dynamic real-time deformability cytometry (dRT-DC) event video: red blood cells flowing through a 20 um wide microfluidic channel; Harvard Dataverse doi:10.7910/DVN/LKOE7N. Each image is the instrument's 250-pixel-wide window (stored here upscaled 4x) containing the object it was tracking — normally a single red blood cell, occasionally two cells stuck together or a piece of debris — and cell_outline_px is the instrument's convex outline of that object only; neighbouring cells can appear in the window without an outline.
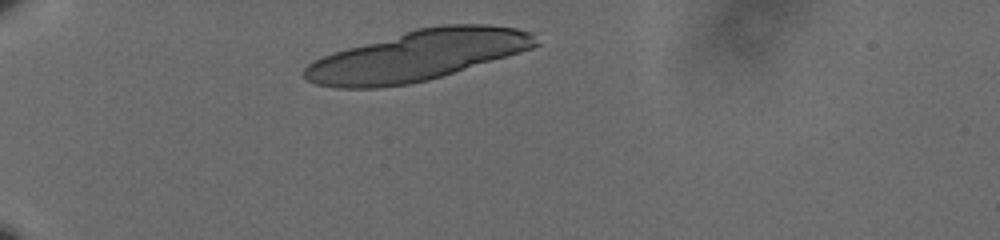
{"species": "human", "species_latin": "Homo sapiens", "temperature_condition": "cold", "stored_images_in_passage": 2, "camera_frame_rate_fps": 3000, "um_per_image_px": 0.085, "donor": {"sex": "male"}, "frame": {"image": 1, "passage_image": 1, "time_ms": 0.0, "image_size_px": [1000, 240], "cell_outline_px": [[540, 44], [532, 48], [520, 52], [428, 80], [408, 84], [380, 88], [336, 88], [316, 84], [308, 80], [300, 72], [308, 64], [332, 52], [416, 28], [440, 24], [488, 24], [516, 28], [532, 32]], "centroid_in_image_um": [35.48, 4.72], "position_along_channel_um": 49.5, "area_um2": 67.63}}